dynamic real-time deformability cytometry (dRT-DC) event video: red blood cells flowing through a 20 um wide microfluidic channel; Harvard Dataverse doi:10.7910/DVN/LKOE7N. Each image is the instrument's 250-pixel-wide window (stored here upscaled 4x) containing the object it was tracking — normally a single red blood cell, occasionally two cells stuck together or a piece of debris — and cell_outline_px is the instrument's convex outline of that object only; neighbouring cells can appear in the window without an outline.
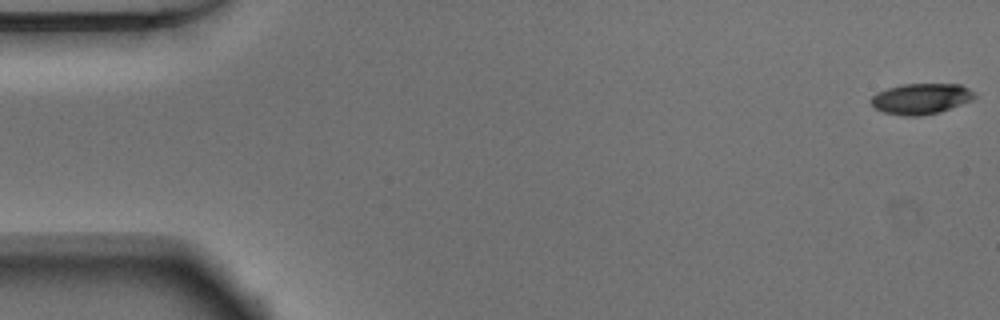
{"species": "Egyptian fruit bat (a non-hibernating species)", "species_latin": "Rousettus aegyptiacus", "temperature_condition": "warm", "stored_images_in_passage": 52, "camera_frame_rate_fps": 3000, "um_per_image_px": 0.085, "animal": {"sex": "male"}, "frame": {"image": 1, "passage_image": 1, "time_ms": 0.0, "image_size_px": [1000, 320], "cell_outline_px": [[976, 96], [972, 100], [940, 112], [920, 116], [904, 116], [884, 112], [876, 108], [872, 104], [872, 96], [876, 92], [888, 88], [904, 84], [960, 84], [968, 88]], "centroid_in_image_um": [78.29, 8.39], "position_along_channel_um": 6.7, "area_um2": 18.38}}
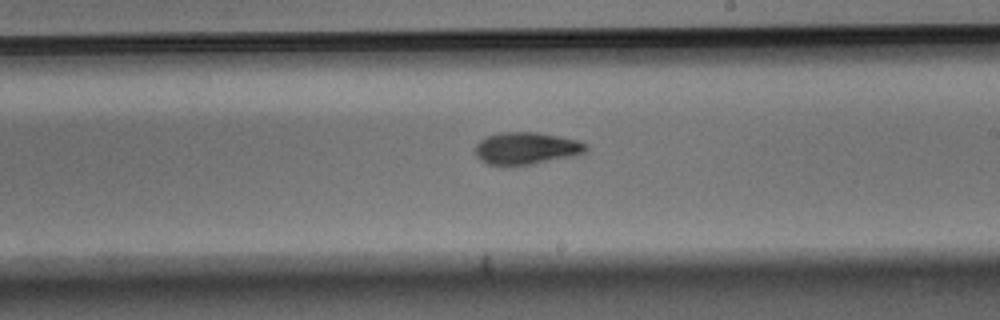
{"frame": {"image": 2, "passage_image": 30, "time_ms": 9.667, "image_size_px": [1000, 320], "cell_outline_px": [[588, 148], [584, 152], [572, 156], [532, 164], [488, 164], [480, 160], [476, 156], [476, 144], [480, 140], [488, 136], [500, 132], [536, 132], [580, 140], [588, 144]], "centroid_in_image_um": [44.76, 12.58], "position_along_channel_um": 244.2, "area_um2": 20.52}}
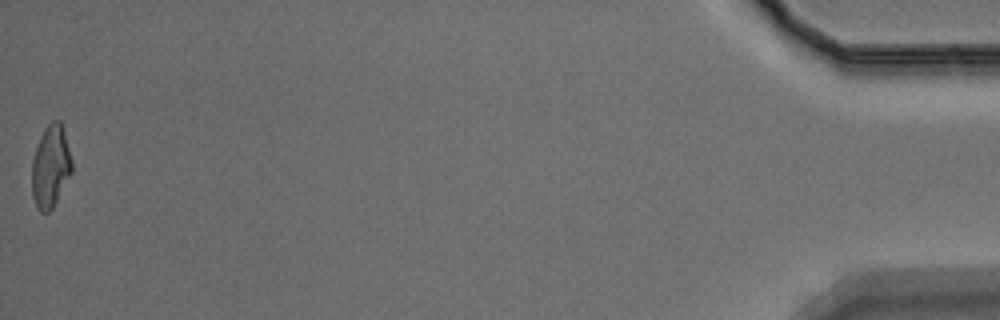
{"frame": {"image": 3, "passage_image": 52, "time_ms": 17.0, "image_size_px": [1000, 320], "cell_outline_px": [[72, 172], [52, 208], [48, 212], [40, 212], [32, 196], [32, 160], [40, 136], [44, 128], [52, 120], [60, 120], [64, 132], [72, 160]], "centroid_in_image_um": [4.3, 14.13], "position_along_channel_um": 430.9, "area_um2": 19.02}, "authors_computed_cell_mechanics": {"area_um2": 19.7098, "velocity_mm_per_s": 3.8953, "shape_relaxation_time_tau1_ms": 4.383, "shape_relaxation_time_tau2_ms": 4.3718, "deformation_change_tau1": 0.159, "deformation_change_tau2": 0.1175}}